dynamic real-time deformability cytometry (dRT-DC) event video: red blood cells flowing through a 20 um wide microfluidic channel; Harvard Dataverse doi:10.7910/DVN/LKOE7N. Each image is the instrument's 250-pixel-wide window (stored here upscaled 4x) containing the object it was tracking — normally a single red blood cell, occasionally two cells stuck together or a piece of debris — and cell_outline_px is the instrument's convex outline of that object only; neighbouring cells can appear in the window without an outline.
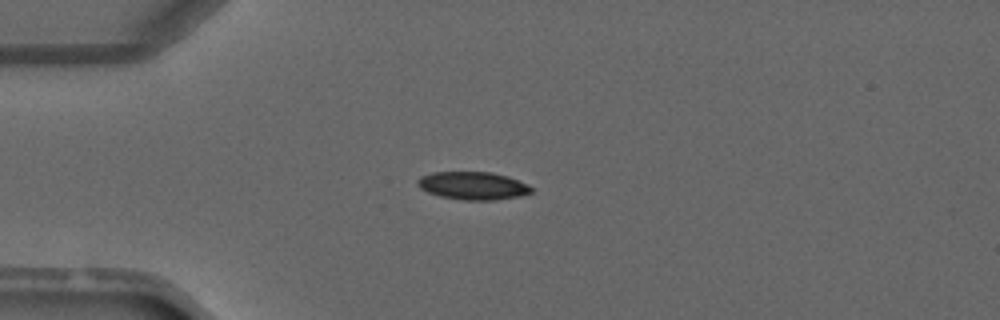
{"species": "common noctule bat (a hibernating species)", "species_latin": "Nyctalus noctula", "temperature_condition": "warm", "stored_images_in_passage": 1, "camera_frame_rate_fps": 3000, "um_per_image_px": 0.085, "animal": {"sex": "male", "forearm_length_mm": 52.5}, "frame": {"image": 1, "passage_image": 1, "time_ms": 0.0, "image_size_px": [1000, 320], "cell_outline_px": [[532, 192], [520, 196], [492, 200], [464, 200], [440, 196], [428, 192], [420, 188], [416, 184], [416, 180], [420, 176], [432, 172], [492, 172], [508, 176], [528, 184], [532, 188]], "centroid_in_image_um": [40.18, 15.77], "position_along_channel_um": 44.8, "area_um2": 18.55}}